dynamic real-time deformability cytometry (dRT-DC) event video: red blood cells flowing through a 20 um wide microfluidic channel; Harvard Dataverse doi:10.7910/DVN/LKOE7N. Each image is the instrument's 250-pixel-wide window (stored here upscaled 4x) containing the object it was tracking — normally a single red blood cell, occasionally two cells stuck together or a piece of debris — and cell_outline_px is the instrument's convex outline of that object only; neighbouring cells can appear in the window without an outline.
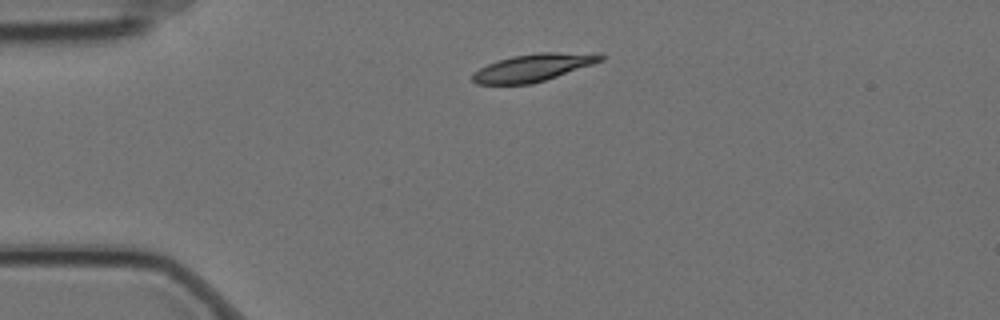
{"species": "Egyptian fruit bat (a non-hibernating species)", "species_latin": "Rousettus aegyptiacus", "temperature_condition": "cold", "stored_images_in_passage": 2, "camera_frame_rate_fps": 3000, "um_per_image_px": 0.085, "animal": {"sex": "female"}, "frame": {"image": 1, "passage_image": 1, "time_ms": 0.0, "image_size_px": [1000, 320], "cell_outline_px": [[604, 60], [532, 84], [476, 84], [472, 80], [472, 76], [480, 68], [488, 64], [512, 56], [540, 52], [600, 52], [604, 56]], "centroid_in_image_um": [45.38, 5.72], "position_along_channel_um": 39.6, "area_um2": 20.4}}